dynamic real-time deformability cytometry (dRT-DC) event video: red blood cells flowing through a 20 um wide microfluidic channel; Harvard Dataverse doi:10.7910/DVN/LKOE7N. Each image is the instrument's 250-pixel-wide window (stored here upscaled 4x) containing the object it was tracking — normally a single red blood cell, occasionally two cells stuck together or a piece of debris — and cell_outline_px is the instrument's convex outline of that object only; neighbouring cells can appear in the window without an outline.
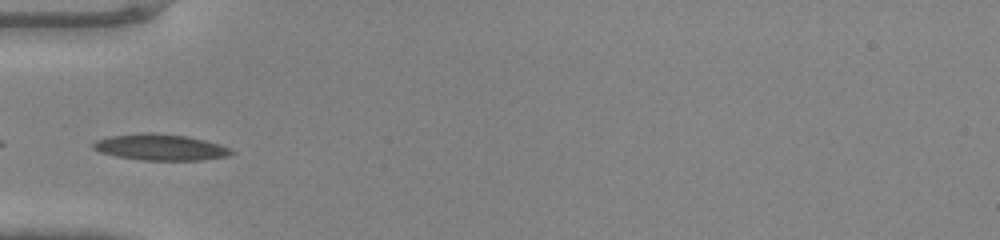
{"species": "common noctule bat (a hibernating species)", "species_latin": "Nyctalus noctula", "temperature_condition": "warm", "stored_images_in_passage": 30, "camera_frame_rate_fps": 3000, "um_per_image_px": 0.085, "animal": {"sex": "male", "body_mass_g": 20.0, "forearm_length_mm": 53.3}, "frame": {"image": 1, "passage_image": 1, "time_ms": 0.0, "image_size_px": [1000, 240], "cell_outline_px": [[236, 152], [228, 156], [200, 160], [140, 160], [116, 156], [100, 152], [92, 148], [92, 144], [96, 140], [108, 136], [144, 132], [152, 132], [188, 136], [220, 144], [232, 148]], "centroid_in_image_um": [13.64, 12.51], "position_along_channel_um": 71.4, "area_um2": 21.33}}
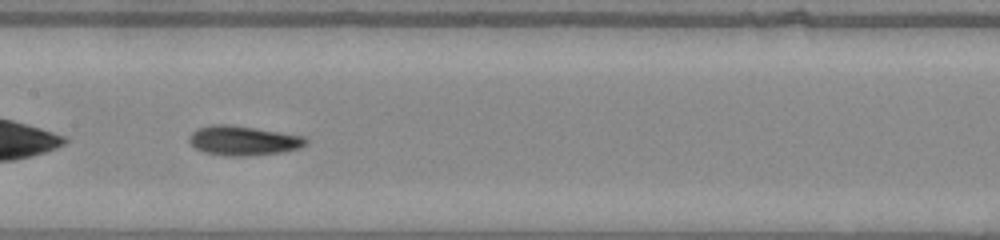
{"frame": {"image": 2, "passage_image": 9, "time_ms": 2.667, "image_size_px": [1000, 240], "cell_outline_px": [[308, 144], [300, 148], [280, 152], [248, 156], [224, 156], [204, 152], [196, 148], [188, 140], [188, 136], [192, 132], [200, 128], [212, 124], [228, 124], [280, 132], [304, 136], [308, 140]], "centroid_in_image_um": [20.68, 11.96], "position_along_channel_um": 186.7, "area_um2": 20.06}}
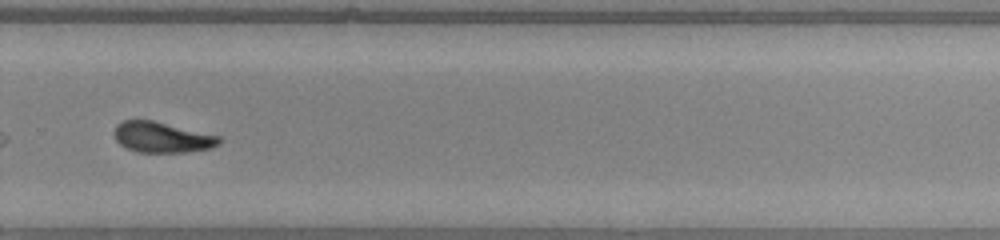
{"frame": {"image": 3, "passage_image": 18, "time_ms": 5.667, "image_size_px": [1000, 240], "cell_outline_px": [[224, 140], [220, 144], [212, 148], [184, 152], [136, 152], [120, 144], [116, 140], [112, 132], [116, 124], [124, 120], [152, 120], [220, 136]], "centroid_in_image_um": [13.77, 11.67], "position_along_channel_um": 316.0, "area_um2": 18.84}}